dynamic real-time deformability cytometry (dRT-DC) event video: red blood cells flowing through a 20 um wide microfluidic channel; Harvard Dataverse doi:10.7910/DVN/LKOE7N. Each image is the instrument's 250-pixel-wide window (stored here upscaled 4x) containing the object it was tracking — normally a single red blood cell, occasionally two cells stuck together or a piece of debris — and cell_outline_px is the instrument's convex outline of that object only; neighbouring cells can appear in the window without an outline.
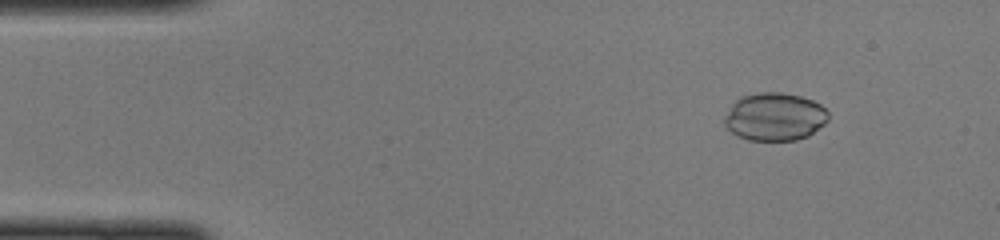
{"species": "common noctule bat (a hibernating species)", "species_latin": "Nyctalus noctula", "temperature_condition": "cold", "stored_images_in_passage": 32, "camera_frame_rate_fps": 3000, "um_per_image_px": 0.085, "animal": {"sex": "female", "body_mass_g": 22.0, "forearm_length_mm": 56.7}, "frame": {"image": 1, "passage_image": 6, "time_ms": 1.667, "image_size_px": [1000, 240], "cell_outline_px": [[828, 120], [824, 124], [808, 136], [796, 140], [748, 140], [732, 132], [724, 124], [724, 116], [732, 104], [740, 96], [760, 92], [780, 92], [800, 96], [812, 100], [820, 104], [828, 112]], "centroid_in_image_um": [65.85, 9.91], "position_along_channel_um": 19.2, "area_um2": 28.96}}
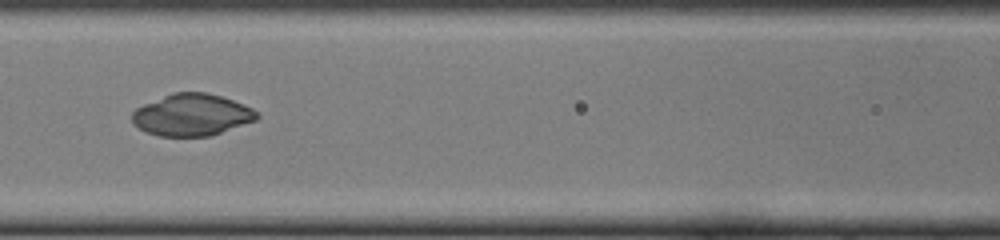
{"frame": {"image": 2, "passage_image": 21, "time_ms": 6.667, "image_size_px": [1000, 240], "cell_outline_px": [[260, 116], [256, 120], [212, 136], [160, 136], [148, 132], [132, 124], [132, 112], [136, 108], [144, 104], [172, 92], [204, 92], [220, 96], [244, 104], [252, 108]], "centroid_in_image_um": [16.31, 9.76], "position_along_channel_um": 150.3, "area_um2": 30.4}}
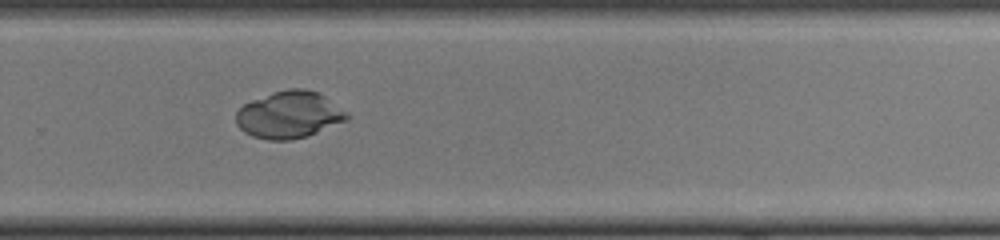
{"frame": {"image": 3, "passage_image": 32, "time_ms": 10.333, "image_size_px": [1000, 240], "cell_outline_px": [[348, 120], [308, 136], [292, 140], [268, 140], [252, 136], [244, 132], [236, 124], [236, 112], [244, 104], [252, 100], [272, 92], [288, 88], [304, 88], [316, 92], [324, 96], [348, 112]], "centroid_in_image_um": [24.58, 9.76], "position_along_channel_um": 305.2, "area_um2": 30.46}}